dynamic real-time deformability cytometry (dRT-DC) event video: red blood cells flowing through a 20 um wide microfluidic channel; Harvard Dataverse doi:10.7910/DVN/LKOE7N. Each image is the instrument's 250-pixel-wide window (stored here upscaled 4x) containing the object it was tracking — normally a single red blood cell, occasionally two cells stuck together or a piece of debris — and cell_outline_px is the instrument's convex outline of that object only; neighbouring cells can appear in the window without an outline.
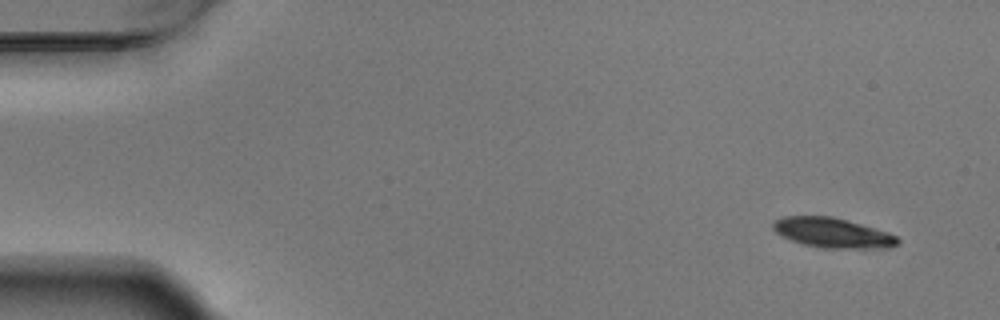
{"species": "Egyptian fruit bat (a non-hibernating species)", "species_latin": "Rousettus aegyptiacus", "temperature_condition": "warm", "stored_images_in_passage": 6, "camera_frame_rate_fps": 3000, "um_per_image_px": 0.085, "animal": {"sex": "male"}, "frame": {"image": 1, "passage_image": 1, "time_ms": 0.0, "image_size_px": [1000, 320], "cell_outline_px": [[900, 244], [888, 248], [824, 248], [804, 244], [780, 236], [772, 228], [772, 224], [776, 220], [784, 216], [832, 216], [848, 220], [888, 232], [896, 236], [900, 240]], "centroid_in_image_um": [70.79, 19.79], "position_along_channel_um": 14.2, "area_um2": 21.73}}
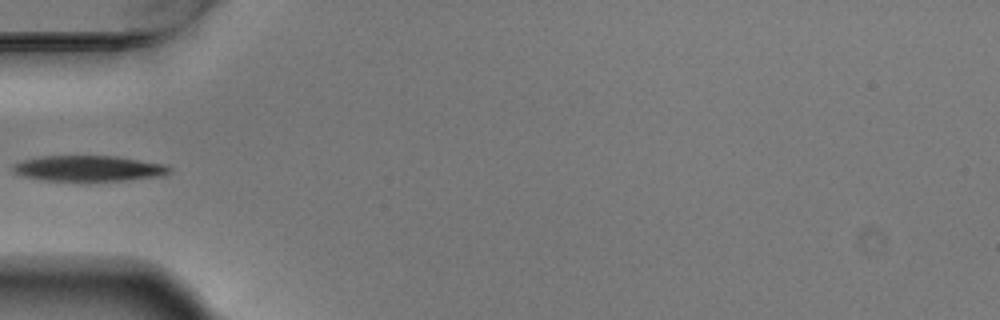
{"frame": {"image": 2, "passage_image": 5, "time_ms": 1.333, "image_size_px": [1000, 320], "cell_outline_px": [[172, 172], [164, 176], [128, 180], [88, 184], [44, 180], [20, 176], [12, 172], [12, 164], [24, 160], [40, 156], [116, 156], [168, 164], [172, 168]], "centroid_in_image_um": [7.57, 14.36], "position_along_channel_um": 77.4, "area_um2": 24.85}}
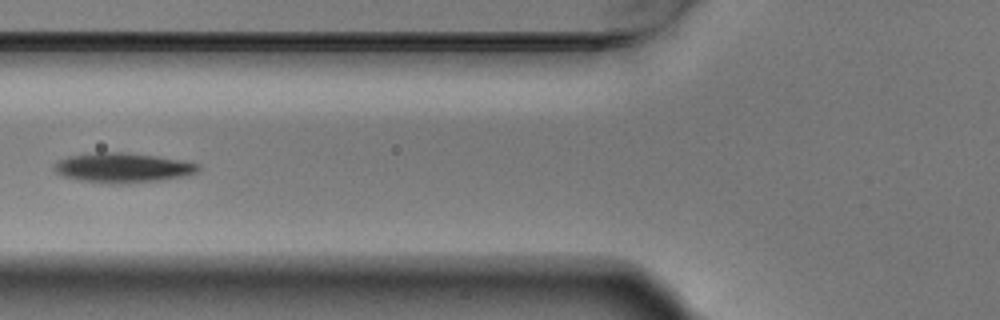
{"frame": {"image": 3, "passage_image": 6, "time_ms": 1.667, "image_size_px": [1000, 320], "cell_outline_px": [[200, 168], [196, 172], [188, 176], [160, 180], [128, 184], [108, 184], [80, 180], [64, 176], [56, 172], [52, 168], [60, 160], [68, 156], [96, 152], [128, 152], [156, 156], [180, 160], [200, 164]], "centroid_in_image_um": [10.46, 14.26], "position_along_channel_um": 115.3, "area_um2": 25.14}}